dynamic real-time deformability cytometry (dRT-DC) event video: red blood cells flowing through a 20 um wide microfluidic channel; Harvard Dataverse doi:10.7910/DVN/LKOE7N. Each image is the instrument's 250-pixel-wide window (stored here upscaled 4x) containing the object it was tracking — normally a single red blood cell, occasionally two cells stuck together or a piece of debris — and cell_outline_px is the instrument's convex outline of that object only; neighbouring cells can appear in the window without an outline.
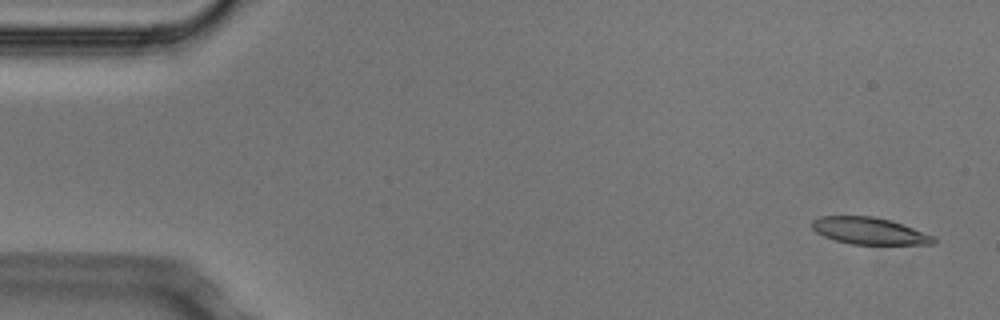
{"species": "Egyptian fruit bat (a non-hibernating species)", "species_latin": "Rousettus aegyptiacus", "temperature_condition": "cold", "stored_images_in_passage": 5, "camera_frame_rate_fps": 3000, "um_per_image_px": 0.085, "animal": {"sex": "male"}, "frame": {"image": 1, "passage_image": 1, "time_ms": 0.0, "image_size_px": [1000, 320], "cell_outline_px": [[936, 244], [852, 244], [836, 240], [824, 236], [816, 232], [812, 228], [812, 220], [820, 216], [872, 216], [888, 220], [936, 236]], "centroid_in_image_um": [73.89, 19.63], "position_along_channel_um": 11.1, "area_um2": 18.84}}